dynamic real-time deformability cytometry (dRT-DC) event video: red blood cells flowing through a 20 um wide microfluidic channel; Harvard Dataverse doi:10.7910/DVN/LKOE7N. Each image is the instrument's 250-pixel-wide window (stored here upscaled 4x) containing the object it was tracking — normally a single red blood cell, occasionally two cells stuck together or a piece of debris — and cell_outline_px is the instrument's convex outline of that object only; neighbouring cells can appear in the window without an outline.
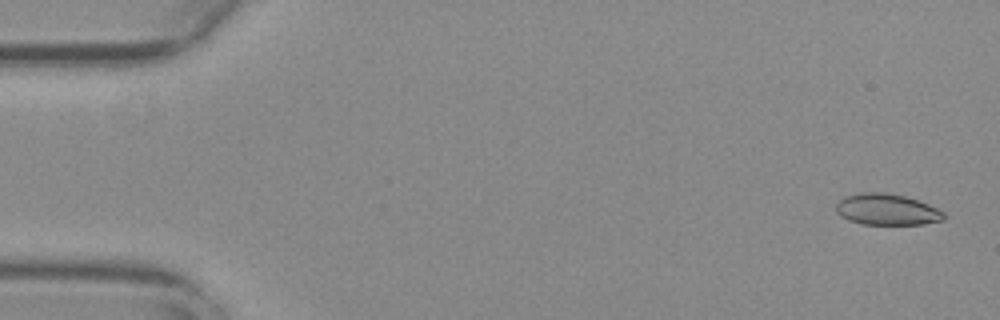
{"species": "common noctule bat (a hibernating species)", "species_latin": "Nyctalus noctula", "temperature_condition": "warm", "stored_images_in_passage": 54, "camera_frame_rate_fps": 3000, "um_per_image_px": 0.085, "animal": {"sex": "female", "body_mass_g": 29.2, "forearm_length_mm": 56.3}, "frame": {"image": 1, "passage_image": 2, "time_ms": 0.333, "image_size_px": [1000, 320], "cell_outline_px": [[944, 220], [924, 224], [860, 224], [848, 220], [840, 216], [836, 212], [836, 204], [844, 196], [860, 192], [884, 192], [904, 196], [928, 204], [944, 212]], "centroid_in_image_um": [75.35, 17.81], "position_along_channel_um": 9.7, "area_um2": 19.65}}
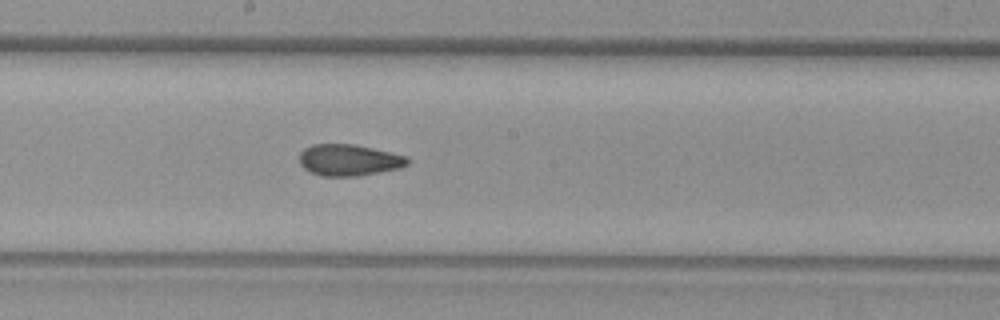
{"frame": {"image": 2, "passage_image": 30, "time_ms": 9.667, "image_size_px": [1000, 320], "cell_outline_px": [[408, 164], [400, 168], [360, 176], [320, 176], [308, 172], [300, 164], [300, 152], [304, 148], [312, 144], [352, 144], [372, 148], [408, 156]], "centroid_in_image_um": [29.64, 13.61], "position_along_channel_um": 218.6, "area_um2": 19.94}}
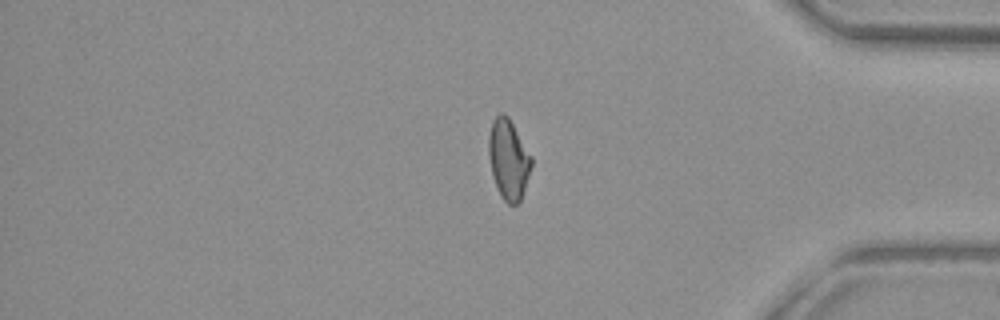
{"frame": {"image": 3, "passage_image": 46, "time_ms": 15.0, "image_size_px": [1000, 320], "cell_outline_px": [[532, 164], [520, 200], [516, 204], [508, 204], [500, 196], [496, 188], [492, 176], [488, 156], [488, 136], [492, 120], [500, 112], [504, 112], [508, 116], [532, 156]], "centroid_in_image_um": [43.19, 13.52], "position_along_channel_um": 392.0, "area_um2": 20.06}, "authors_computed_cell_mechanics": {"area_um2": 19.9988, "velocity_mm_per_s": 3.7436, "shape_relaxation_time_tau1_ms": null, "shape_relaxation_time_tau2_ms": 2.2402, "deformation_change_tau1": null, "deformation_change_tau2": 0.0776}}